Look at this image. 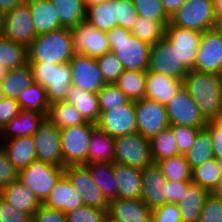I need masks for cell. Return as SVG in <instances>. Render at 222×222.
<instances>
[{"label": "cell", "mask_w": 222, "mask_h": 222, "mask_svg": "<svg viewBox=\"0 0 222 222\" xmlns=\"http://www.w3.org/2000/svg\"><path fill=\"white\" fill-rule=\"evenodd\" d=\"M183 88L191 95L208 121L222 114V75L189 70Z\"/></svg>", "instance_id": "1"}, {"label": "cell", "mask_w": 222, "mask_h": 222, "mask_svg": "<svg viewBox=\"0 0 222 222\" xmlns=\"http://www.w3.org/2000/svg\"><path fill=\"white\" fill-rule=\"evenodd\" d=\"M27 63L63 64L74 56V46L69 28L57 29L36 38L27 47Z\"/></svg>", "instance_id": "2"}, {"label": "cell", "mask_w": 222, "mask_h": 222, "mask_svg": "<svg viewBox=\"0 0 222 222\" xmlns=\"http://www.w3.org/2000/svg\"><path fill=\"white\" fill-rule=\"evenodd\" d=\"M107 35L110 51L121 60L125 70L148 71L150 44L120 26L108 31Z\"/></svg>", "instance_id": "3"}, {"label": "cell", "mask_w": 222, "mask_h": 222, "mask_svg": "<svg viewBox=\"0 0 222 222\" xmlns=\"http://www.w3.org/2000/svg\"><path fill=\"white\" fill-rule=\"evenodd\" d=\"M33 82L46 89L49 104L63 102L72 85L69 62L63 64L28 63Z\"/></svg>", "instance_id": "4"}, {"label": "cell", "mask_w": 222, "mask_h": 222, "mask_svg": "<svg viewBox=\"0 0 222 222\" xmlns=\"http://www.w3.org/2000/svg\"><path fill=\"white\" fill-rule=\"evenodd\" d=\"M214 0H187L171 17L173 26L204 32L215 26Z\"/></svg>", "instance_id": "5"}, {"label": "cell", "mask_w": 222, "mask_h": 222, "mask_svg": "<svg viewBox=\"0 0 222 222\" xmlns=\"http://www.w3.org/2000/svg\"><path fill=\"white\" fill-rule=\"evenodd\" d=\"M96 129L95 123L86 122L60 130L63 163L80 165L88 163L89 140Z\"/></svg>", "instance_id": "6"}, {"label": "cell", "mask_w": 222, "mask_h": 222, "mask_svg": "<svg viewBox=\"0 0 222 222\" xmlns=\"http://www.w3.org/2000/svg\"><path fill=\"white\" fill-rule=\"evenodd\" d=\"M63 174L64 167L35 160L26 168L19 170L18 179L29 187L37 199L43 203Z\"/></svg>", "instance_id": "7"}, {"label": "cell", "mask_w": 222, "mask_h": 222, "mask_svg": "<svg viewBox=\"0 0 222 222\" xmlns=\"http://www.w3.org/2000/svg\"><path fill=\"white\" fill-rule=\"evenodd\" d=\"M115 162L144 169L153 164L149 140L138 132L114 138Z\"/></svg>", "instance_id": "8"}, {"label": "cell", "mask_w": 222, "mask_h": 222, "mask_svg": "<svg viewBox=\"0 0 222 222\" xmlns=\"http://www.w3.org/2000/svg\"><path fill=\"white\" fill-rule=\"evenodd\" d=\"M1 35L26 47L36 38L33 19L26 0L2 16Z\"/></svg>", "instance_id": "9"}, {"label": "cell", "mask_w": 222, "mask_h": 222, "mask_svg": "<svg viewBox=\"0 0 222 222\" xmlns=\"http://www.w3.org/2000/svg\"><path fill=\"white\" fill-rule=\"evenodd\" d=\"M137 132L150 140L170 126L165 105L142 98L134 101Z\"/></svg>", "instance_id": "10"}, {"label": "cell", "mask_w": 222, "mask_h": 222, "mask_svg": "<svg viewBox=\"0 0 222 222\" xmlns=\"http://www.w3.org/2000/svg\"><path fill=\"white\" fill-rule=\"evenodd\" d=\"M74 51L91 58H97L110 52L107 32L95 29L86 20L69 28Z\"/></svg>", "instance_id": "11"}, {"label": "cell", "mask_w": 222, "mask_h": 222, "mask_svg": "<svg viewBox=\"0 0 222 222\" xmlns=\"http://www.w3.org/2000/svg\"><path fill=\"white\" fill-rule=\"evenodd\" d=\"M95 125L113 138L137 132L134 101L107 111H100Z\"/></svg>", "instance_id": "12"}, {"label": "cell", "mask_w": 222, "mask_h": 222, "mask_svg": "<svg viewBox=\"0 0 222 222\" xmlns=\"http://www.w3.org/2000/svg\"><path fill=\"white\" fill-rule=\"evenodd\" d=\"M201 36L202 32L173 26L171 23L166 26L165 30V38L172 49L176 50L179 63H182L188 70L194 69Z\"/></svg>", "instance_id": "13"}, {"label": "cell", "mask_w": 222, "mask_h": 222, "mask_svg": "<svg viewBox=\"0 0 222 222\" xmlns=\"http://www.w3.org/2000/svg\"><path fill=\"white\" fill-rule=\"evenodd\" d=\"M36 149V159L54 166L66 167L63 163L60 129L47 119L39 126L33 135Z\"/></svg>", "instance_id": "14"}, {"label": "cell", "mask_w": 222, "mask_h": 222, "mask_svg": "<svg viewBox=\"0 0 222 222\" xmlns=\"http://www.w3.org/2000/svg\"><path fill=\"white\" fill-rule=\"evenodd\" d=\"M170 125L205 127L207 120L191 95L182 88L165 106Z\"/></svg>", "instance_id": "15"}, {"label": "cell", "mask_w": 222, "mask_h": 222, "mask_svg": "<svg viewBox=\"0 0 222 222\" xmlns=\"http://www.w3.org/2000/svg\"><path fill=\"white\" fill-rule=\"evenodd\" d=\"M193 70L222 75V34L215 29L202 32Z\"/></svg>", "instance_id": "16"}, {"label": "cell", "mask_w": 222, "mask_h": 222, "mask_svg": "<svg viewBox=\"0 0 222 222\" xmlns=\"http://www.w3.org/2000/svg\"><path fill=\"white\" fill-rule=\"evenodd\" d=\"M148 70L176 80H183L189 71L179 63L176 50L172 49L166 38L151 46Z\"/></svg>", "instance_id": "17"}, {"label": "cell", "mask_w": 222, "mask_h": 222, "mask_svg": "<svg viewBox=\"0 0 222 222\" xmlns=\"http://www.w3.org/2000/svg\"><path fill=\"white\" fill-rule=\"evenodd\" d=\"M64 174L79 191L84 205L108 210L109 201L92 181L88 168L84 164L68 165L64 168Z\"/></svg>", "instance_id": "18"}, {"label": "cell", "mask_w": 222, "mask_h": 222, "mask_svg": "<svg viewBox=\"0 0 222 222\" xmlns=\"http://www.w3.org/2000/svg\"><path fill=\"white\" fill-rule=\"evenodd\" d=\"M72 71V85L98 93L107 84L97 65L96 58L75 53L69 61Z\"/></svg>", "instance_id": "19"}, {"label": "cell", "mask_w": 222, "mask_h": 222, "mask_svg": "<svg viewBox=\"0 0 222 222\" xmlns=\"http://www.w3.org/2000/svg\"><path fill=\"white\" fill-rule=\"evenodd\" d=\"M167 180L160 168L153 163L142 169V195L141 200L150 209H155L166 203Z\"/></svg>", "instance_id": "20"}, {"label": "cell", "mask_w": 222, "mask_h": 222, "mask_svg": "<svg viewBox=\"0 0 222 222\" xmlns=\"http://www.w3.org/2000/svg\"><path fill=\"white\" fill-rule=\"evenodd\" d=\"M42 204L51 209L61 210L65 214L84 206L79 191L65 174L58 179Z\"/></svg>", "instance_id": "21"}, {"label": "cell", "mask_w": 222, "mask_h": 222, "mask_svg": "<svg viewBox=\"0 0 222 222\" xmlns=\"http://www.w3.org/2000/svg\"><path fill=\"white\" fill-rule=\"evenodd\" d=\"M152 212L141 199L116 198L109 201L108 218L117 222H152Z\"/></svg>", "instance_id": "22"}, {"label": "cell", "mask_w": 222, "mask_h": 222, "mask_svg": "<svg viewBox=\"0 0 222 222\" xmlns=\"http://www.w3.org/2000/svg\"><path fill=\"white\" fill-rule=\"evenodd\" d=\"M114 177L117 183V198L140 199L142 195V169L113 163Z\"/></svg>", "instance_id": "23"}, {"label": "cell", "mask_w": 222, "mask_h": 222, "mask_svg": "<svg viewBox=\"0 0 222 222\" xmlns=\"http://www.w3.org/2000/svg\"><path fill=\"white\" fill-rule=\"evenodd\" d=\"M183 88V80L166 77L164 74L147 71L145 98L162 105L167 103Z\"/></svg>", "instance_id": "24"}, {"label": "cell", "mask_w": 222, "mask_h": 222, "mask_svg": "<svg viewBox=\"0 0 222 222\" xmlns=\"http://www.w3.org/2000/svg\"><path fill=\"white\" fill-rule=\"evenodd\" d=\"M0 196L14 209H18L30 217L42 204L33 191L25 186L19 179L11 182L0 190Z\"/></svg>", "instance_id": "25"}, {"label": "cell", "mask_w": 222, "mask_h": 222, "mask_svg": "<svg viewBox=\"0 0 222 222\" xmlns=\"http://www.w3.org/2000/svg\"><path fill=\"white\" fill-rule=\"evenodd\" d=\"M29 4L36 35L65 28L50 0H26Z\"/></svg>", "instance_id": "26"}, {"label": "cell", "mask_w": 222, "mask_h": 222, "mask_svg": "<svg viewBox=\"0 0 222 222\" xmlns=\"http://www.w3.org/2000/svg\"><path fill=\"white\" fill-rule=\"evenodd\" d=\"M46 119L44 114L36 111L20 110L19 115L13 117L0 131V137L6 140L32 136L38 131L39 126Z\"/></svg>", "instance_id": "27"}, {"label": "cell", "mask_w": 222, "mask_h": 222, "mask_svg": "<svg viewBox=\"0 0 222 222\" xmlns=\"http://www.w3.org/2000/svg\"><path fill=\"white\" fill-rule=\"evenodd\" d=\"M1 146L10 162L18 171L37 160L33 136L12 138L7 140V142L4 141V144L2 143Z\"/></svg>", "instance_id": "28"}, {"label": "cell", "mask_w": 222, "mask_h": 222, "mask_svg": "<svg viewBox=\"0 0 222 222\" xmlns=\"http://www.w3.org/2000/svg\"><path fill=\"white\" fill-rule=\"evenodd\" d=\"M209 192L200 185L191 183L177 203L182 222H198L205 198Z\"/></svg>", "instance_id": "29"}, {"label": "cell", "mask_w": 222, "mask_h": 222, "mask_svg": "<svg viewBox=\"0 0 222 222\" xmlns=\"http://www.w3.org/2000/svg\"><path fill=\"white\" fill-rule=\"evenodd\" d=\"M64 101L73 104L86 121L97 122L100 115L97 93L71 85Z\"/></svg>", "instance_id": "30"}, {"label": "cell", "mask_w": 222, "mask_h": 222, "mask_svg": "<svg viewBox=\"0 0 222 222\" xmlns=\"http://www.w3.org/2000/svg\"><path fill=\"white\" fill-rule=\"evenodd\" d=\"M115 162L114 138L96 128L89 140L88 163Z\"/></svg>", "instance_id": "31"}, {"label": "cell", "mask_w": 222, "mask_h": 222, "mask_svg": "<svg viewBox=\"0 0 222 222\" xmlns=\"http://www.w3.org/2000/svg\"><path fill=\"white\" fill-rule=\"evenodd\" d=\"M85 20L95 29L110 31L117 26L116 0L86 6Z\"/></svg>", "instance_id": "32"}, {"label": "cell", "mask_w": 222, "mask_h": 222, "mask_svg": "<svg viewBox=\"0 0 222 222\" xmlns=\"http://www.w3.org/2000/svg\"><path fill=\"white\" fill-rule=\"evenodd\" d=\"M46 119L60 130L87 122L73 104L65 101L51 104Z\"/></svg>", "instance_id": "33"}, {"label": "cell", "mask_w": 222, "mask_h": 222, "mask_svg": "<svg viewBox=\"0 0 222 222\" xmlns=\"http://www.w3.org/2000/svg\"><path fill=\"white\" fill-rule=\"evenodd\" d=\"M33 83L31 70L28 63L24 66L10 69L0 83V88L5 97L18 100L23 90Z\"/></svg>", "instance_id": "34"}, {"label": "cell", "mask_w": 222, "mask_h": 222, "mask_svg": "<svg viewBox=\"0 0 222 222\" xmlns=\"http://www.w3.org/2000/svg\"><path fill=\"white\" fill-rule=\"evenodd\" d=\"M91 175L92 181L102 191L108 201L117 198V183L114 177L113 164L86 163L84 164Z\"/></svg>", "instance_id": "35"}, {"label": "cell", "mask_w": 222, "mask_h": 222, "mask_svg": "<svg viewBox=\"0 0 222 222\" xmlns=\"http://www.w3.org/2000/svg\"><path fill=\"white\" fill-rule=\"evenodd\" d=\"M147 72L124 70L114 83L131 101L145 98Z\"/></svg>", "instance_id": "36"}, {"label": "cell", "mask_w": 222, "mask_h": 222, "mask_svg": "<svg viewBox=\"0 0 222 222\" xmlns=\"http://www.w3.org/2000/svg\"><path fill=\"white\" fill-rule=\"evenodd\" d=\"M184 156L191 170L215 158L213 154L212 137L205 127L199 130L194 145Z\"/></svg>", "instance_id": "37"}, {"label": "cell", "mask_w": 222, "mask_h": 222, "mask_svg": "<svg viewBox=\"0 0 222 222\" xmlns=\"http://www.w3.org/2000/svg\"><path fill=\"white\" fill-rule=\"evenodd\" d=\"M59 13L61 24L65 28L76 26L85 20L86 4L84 0H50Z\"/></svg>", "instance_id": "38"}, {"label": "cell", "mask_w": 222, "mask_h": 222, "mask_svg": "<svg viewBox=\"0 0 222 222\" xmlns=\"http://www.w3.org/2000/svg\"><path fill=\"white\" fill-rule=\"evenodd\" d=\"M27 62V47L0 35V65L10 70L24 66Z\"/></svg>", "instance_id": "39"}, {"label": "cell", "mask_w": 222, "mask_h": 222, "mask_svg": "<svg viewBox=\"0 0 222 222\" xmlns=\"http://www.w3.org/2000/svg\"><path fill=\"white\" fill-rule=\"evenodd\" d=\"M17 102L20 109L36 111L45 116L50 106L46 89L36 82H33L27 89L22 91Z\"/></svg>", "instance_id": "40"}, {"label": "cell", "mask_w": 222, "mask_h": 222, "mask_svg": "<svg viewBox=\"0 0 222 222\" xmlns=\"http://www.w3.org/2000/svg\"><path fill=\"white\" fill-rule=\"evenodd\" d=\"M149 143L154 163L180 154L176 138L170 127L151 138Z\"/></svg>", "instance_id": "41"}, {"label": "cell", "mask_w": 222, "mask_h": 222, "mask_svg": "<svg viewBox=\"0 0 222 222\" xmlns=\"http://www.w3.org/2000/svg\"><path fill=\"white\" fill-rule=\"evenodd\" d=\"M169 23L170 22H157L138 16L130 32L139 40L145 41L152 46L165 38L166 26Z\"/></svg>", "instance_id": "42"}, {"label": "cell", "mask_w": 222, "mask_h": 222, "mask_svg": "<svg viewBox=\"0 0 222 222\" xmlns=\"http://www.w3.org/2000/svg\"><path fill=\"white\" fill-rule=\"evenodd\" d=\"M156 164L166 180L191 181L192 170L190 169L184 154L162 159L157 161Z\"/></svg>", "instance_id": "43"}, {"label": "cell", "mask_w": 222, "mask_h": 222, "mask_svg": "<svg viewBox=\"0 0 222 222\" xmlns=\"http://www.w3.org/2000/svg\"><path fill=\"white\" fill-rule=\"evenodd\" d=\"M221 175L217 159L206 161L192 169L191 181L205 188L209 193L216 187Z\"/></svg>", "instance_id": "44"}, {"label": "cell", "mask_w": 222, "mask_h": 222, "mask_svg": "<svg viewBox=\"0 0 222 222\" xmlns=\"http://www.w3.org/2000/svg\"><path fill=\"white\" fill-rule=\"evenodd\" d=\"M97 94L100 111H107L131 101L114 83L105 84Z\"/></svg>", "instance_id": "45"}, {"label": "cell", "mask_w": 222, "mask_h": 222, "mask_svg": "<svg viewBox=\"0 0 222 222\" xmlns=\"http://www.w3.org/2000/svg\"><path fill=\"white\" fill-rule=\"evenodd\" d=\"M132 3L138 16L157 22H170V16L160 0H132Z\"/></svg>", "instance_id": "46"}, {"label": "cell", "mask_w": 222, "mask_h": 222, "mask_svg": "<svg viewBox=\"0 0 222 222\" xmlns=\"http://www.w3.org/2000/svg\"><path fill=\"white\" fill-rule=\"evenodd\" d=\"M96 61L107 84L115 83L125 70L121 60L111 51L97 57Z\"/></svg>", "instance_id": "47"}, {"label": "cell", "mask_w": 222, "mask_h": 222, "mask_svg": "<svg viewBox=\"0 0 222 222\" xmlns=\"http://www.w3.org/2000/svg\"><path fill=\"white\" fill-rule=\"evenodd\" d=\"M108 210L82 206L66 214L67 222H107Z\"/></svg>", "instance_id": "48"}, {"label": "cell", "mask_w": 222, "mask_h": 222, "mask_svg": "<svg viewBox=\"0 0 222 222\" xmlns=\"http://www.w3.org/2000/svg\"><path fill=\"white\" fill-rule=\"evenodd\" d=\"M176 138L178 150L180 154H185L189 151L196 140L197 134L204 127H188L181 125L169 126Z\"/></svg>", "instance_id": "49"}, {"label": "cell", "mask_w": 222, "mask_h": 222, "mask_svg": "<svg viewBox=\"0 0 222 222\" xmlns=\"http://www.w3.org/2000/svg\"><path fill=\"white\" fill-rule=\"evenodd\" d=\"M117 26L131 31L138 19L132 0H116Z\"/></svg>", "instance_id": "50"}, {"label": "cell", "mask_w": 222, "mask_h": 222, "mask_svg": "<svg viewBox=\"0 0 222 222\" xmlns=\"http://www.w3.org/2000/svg\"><path fill=\"white\" fill-rule=\"evenodd\" d=\"M198 222H222V198L209 193L205 198Z\"/></svg>", "instance_id": "51"}, {"label": "cell", "mask_w": 222, "mask_h": 222, "mask_svg": "<svg viewBox=\"0 0 222 222\" xmlns=\"http://www.w3.org/2000/svg\"><path fill=\"white\" fill-rule=\"evenodd\" d=\"M19 171L8 159L4 149L0 145V190L18 179Z\"/></svg>", "instance_id": "52"}, {"label": "cell", "mask_w": 222, "mask_h": 222, "mask_svg": "<svg viewBox=\"0 0 222 222\" xmlns=\"http://www.w3.org/2000/svg\"><path fill=\"white\" fill-rule=\"evenodd\" d=\"M152 222H182L177 204L165 203L153 209Z\"/></svg>", "instance_id": "53"}, {"label": "cell", "mask_w": 222, "mask_h": 222, "mask_svg": "<svg viewBox=\"0 0 222 222\" xmlns=\"http://www.w3.org/2000/svg\"><path fill=\"white\" fill-rule=\"evenodd\" d=\"M205 128L212 137L213 154L215 159H222V117L207 121Z\"/></svg>", "instance_id": "54"}, {"label": "cell", "mask_w": 222, "mask_h": 222, "mask_svg": "<svg viewBox=\"0 0 222 222\" xmlns=\"http://www.w3.org/2000/svg\"><path fill=\"white\" fill-rule=\"evenodd\" d=\"M0 222H31V217L18 209H14L0 196Z\"/></svg>", "instance_id": "55"}, {"label": "cell", "mask_w": 222, "mask_h": 222, "mask_svg": "<svg viewBox=\"0 0 222 222\" xmlns=\"http://www.w3.org/2000/svg\"><path fill=\"white\" fill-rule=\"evenodd\" d=\"M31 222H67L66 214L61 210L51 209L41 204L33 216Z\"/></svg>", "instance_id": "56"}, {"label": "cell", "mask_w": 222, "mask_h": 222, "mask_svg": "<svg viewBox=\"0 0 222 222\" xmlns=\"http://www.w3.org/2000/svg\"><path fill=\"white\" fill-rule=\"evenodd\" d=\"M20 106L17 100L5 97L0 101V131L9 121L19 115Z\"/></svg>", "instance_id": "57"}, {"label": "cell", "mask_w": 222, "mask_h": 222, "mask_svg": "<svg viewBox=\"0 0 222 222\" xmlns=\"http://www.w3.org/2000/svg\"><path fill=\"white\" fill-rule=\"evenodd\" d=\"M192 181H170L166 184V203L177 204Z\"/></svg>", "instance_id": "58"}, {"label": "cell", "mask_w": 222, "mask_h": 222, "mask_svg": "<svg viewBox=\"0 0 222 222\" xmlns=\"http://www.w3.org/2000/svg\"><path fill=\"white\" fill-rule=\"evenodd\" d=\"M167 14L171 17L187 0H160Z\"/></svg>", "instance_id": "59"}, {"label": "cell", "mask_w": 222, "mask_h": 222, "mask_svg": "<svg viewBox=\"0 0 222 222\" xmlns=\"http://www.w3.org/2000/svg\"><path fill=\"white\" fill-rule=\"evenodd\" d=\"M24 1L25 0H0V15L3 16Z\"/></svg>", "instance_id": "60"}, {"label": "cell", "mask_w": 222, "mask_h": 222, "mask_svg": "<svg viewBox=\"0 0 222 222\" xmlns=\"http://www.w3.org/2000/svg\"><path fill=\"white\" fill-rule=\"evenodd\" d=\"M221 175L218 179L216 187L211 192L213 195L222 198V159L217 160Z\"/></svg>", "instance_id": "61"}, {"label": "cell", "mask_w": 222, "mask_h": 222, "mask_svg": "<svg viewBox=\"0 0 222 222\" xmlns=\"http://www.w3.org/2000/svg\"><path fill=\"white\" fill-rule=\"evenodd\" d=\"M214 29L222 34V13H216Z\"/></svg>", "instance_id": "62"}, {"label": "cell", "mask_w": 222, "mask_h": 222, "mask_svg": "<svg viewBox=\"0 0 222 222\" xmlns=\"http://www.w3.org/2000/svg\"><path fill=\"white\" fill-rule=\"evenodd\" d=\"M215 13H222V0H214Z\"/></svg>", "instance_id": "63"}, {"label": "cell", "mask_w": 222, "mask_h": 222, "mask_svg": "<svg viewBox=\"0 0 222 222\" xmlns=\"http://www.w3.org/2000/svg\"><path fill=\"white\" fill-rule=\"evenodd\" d=\"M84 1H85L86 6H88V5L98 4V3H106L112 0H84Z\"/></svg>", "instance_id": "64"}, {"label": "cell", "mask_w": 222, "mask_h": 222, "mask_svg": "<svg viewBox=\"0 0 222 222\" xmlns=\"http://www.w3.org/2000/svg\"><path fill=\"white\" fill-rule=\"evenodd\" d=\"M9 69L7 67L0 65V83L4 79V77L8 74Z\"/></svg>", "instance_id": "65"}, {"label": "cell", "mask_w": 222, "mask_h": 222, "mask_svg": "<svg viewBox=\"0 0 222 222\" xmlns=\"http://www.w3.org/2000/svg\"><path fill=\"white\" fill-rule=\"evenodd\" d=\"M5 98V95H4V93L2 92V90H1V88H0V101L2 100V99H4Z\"/></svg>", "instance_id": "66"}, {"label": "cell", "mask_w": 222, "mask_h": 222, "mask_svg": "<svg viewBox=\"0 0 222 222\" xmlns=\"http://www.w3.org/2000/svg\"><path fill=\"white\" fill-rule=\"evenodd\" d=\"M1 32H2V16L0 15V35H1Z\"/></svg>", "instance_id": "67"}, {"label": "cell", "mask_w": 222, "mask_h": 222, "mask_svg": "<svg viewBox=\"0 0 222 222\" xmlns=\"http://www.w3.org/2000/svg\"><path fill=\"white\" fill-rule=\"evenodd\" d=\"M107 222H117V221H114V220H112L110 218H107Z\"/></svg>", "instance_id": "68"}]
</instances>
